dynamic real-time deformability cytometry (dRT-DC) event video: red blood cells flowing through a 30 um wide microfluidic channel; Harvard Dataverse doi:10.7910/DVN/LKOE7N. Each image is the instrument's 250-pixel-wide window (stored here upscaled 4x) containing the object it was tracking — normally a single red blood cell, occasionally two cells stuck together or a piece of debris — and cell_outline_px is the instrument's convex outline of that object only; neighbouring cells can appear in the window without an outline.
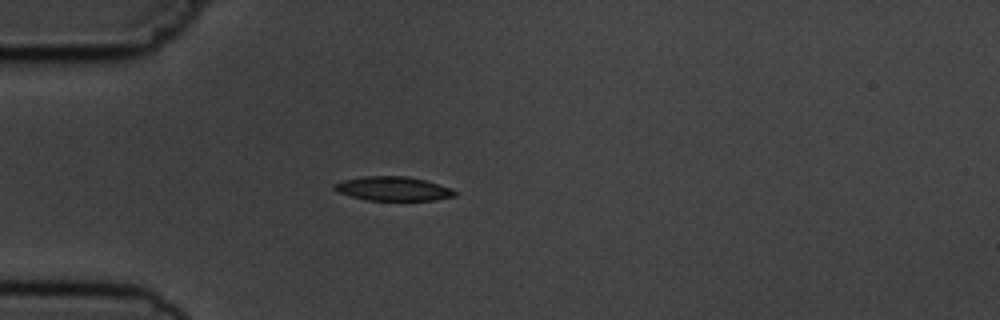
{"species": "common noctule bat (a hibernating species)", "species_latin": "Nyctalus noctula", "temperature_condition": "cold", "stored_images_in_passage": 3, "camera_frame_rate_fps": 3000, "um_per_image_px": 0.085, "animal": {"sex": "male", "body_mass_g": 19.5, "forearm_length_mm": 54.6}, "frame": {"image": 1, "passage_image": 2, "time_ms": 2.0, "image_size_px": [1000, 320], "cell_outline_px": [[456, 196], [436, 200], [368, 200], [352, 196], [340, 192], [332, 188], [332, 184], [344, 180], [364, 176], [408, 176], [424, 180], [452, 188], [456, 192]], "centroid_in_image_um": [33.43, 16.03], "position_along_channel_um": 51.6, "area_um2": 16.82}}